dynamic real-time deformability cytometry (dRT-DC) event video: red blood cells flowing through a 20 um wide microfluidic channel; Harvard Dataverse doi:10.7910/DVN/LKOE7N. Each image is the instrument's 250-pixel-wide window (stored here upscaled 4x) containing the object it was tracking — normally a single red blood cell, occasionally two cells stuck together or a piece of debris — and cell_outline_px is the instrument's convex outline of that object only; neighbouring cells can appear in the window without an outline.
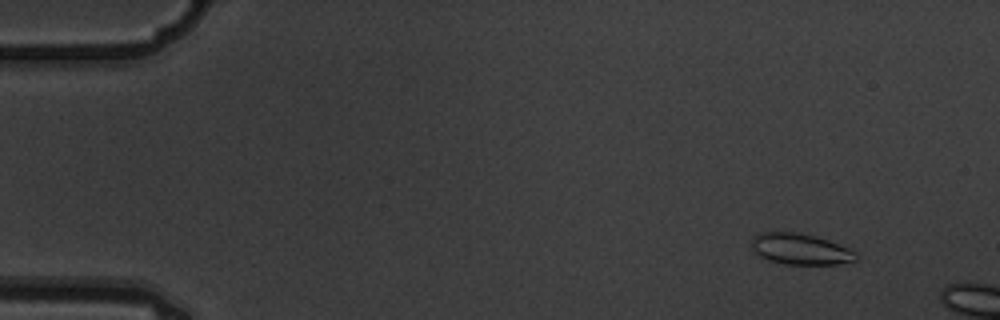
{"species": "common noctule bat (a hibernating species)", "species_latin": "Nyctalus noctula", "temperature_condition": "warm", "stored_images_in_passage": 4, "camera_frame_rate_fps": 3000, "um_per_image_px": 0.085, "animal": {"sex": "male", "body_mass_g": 19.5, "forearm_length_mm": 54.6}, "frame": {"image": 1, "passage_image": 2, "time_ms": 0.333, "image_size_px": [1000, 320], "cell_outline_px": [[860, 256], [856, 260], [836, 264], [784, 264], [768, 260], [760, 256], [752, 248], [752, 236], [756, 232], [796, 232], [828, 240], [848, 248], [856, 252]], "centroid_in_image_um": [68.01, 21.17], "position_along_channel_um": 17.0, "area_um2": 18.84}}